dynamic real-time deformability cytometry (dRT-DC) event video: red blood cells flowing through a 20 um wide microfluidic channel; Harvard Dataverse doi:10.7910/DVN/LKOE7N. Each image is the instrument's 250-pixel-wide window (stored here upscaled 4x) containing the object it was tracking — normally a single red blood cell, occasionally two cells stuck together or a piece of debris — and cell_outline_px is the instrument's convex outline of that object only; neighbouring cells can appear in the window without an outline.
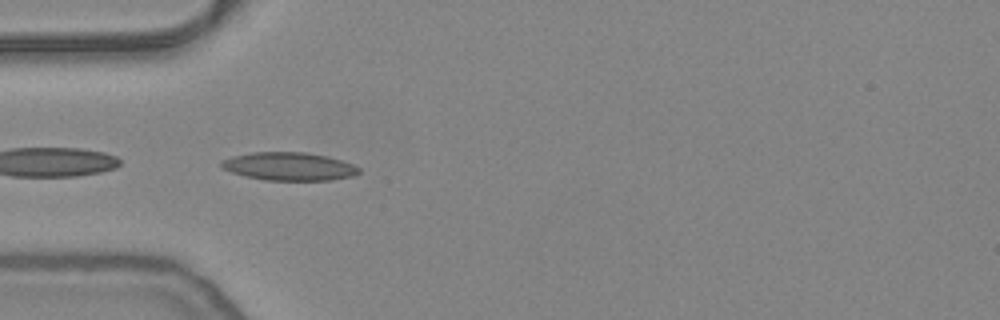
{"species": "common noctule bat (a hibernating species)", "species_latin": "Nyctalus noctula", "temperature_condition": "warm", "stored_images_in_passage": 11, "camera_frame_rate_fps": 3000, "um_per_image_px": 0.085, "animal": {"sex": "female", "body_mass_g": 24.6, "forearm_length_mm": 56.2}, "frame": {"image": 1, "passage_image": 1, "time_ms": 0.0, "image_size_px": [1000, 320], "cell_outline_px": [[360, 172], [352, 176], [332, 180], [264, 180], [244, 176], [220, 168], [220, 160], [232, 156], [252, 152], [304, 152], [324, 156], [340, 160], [352, 164], [360, 168]], "centroid_in_image_um": [24.51, 14.15], "position_along_channel_um": 60.5, "area_um2": 22.54}}
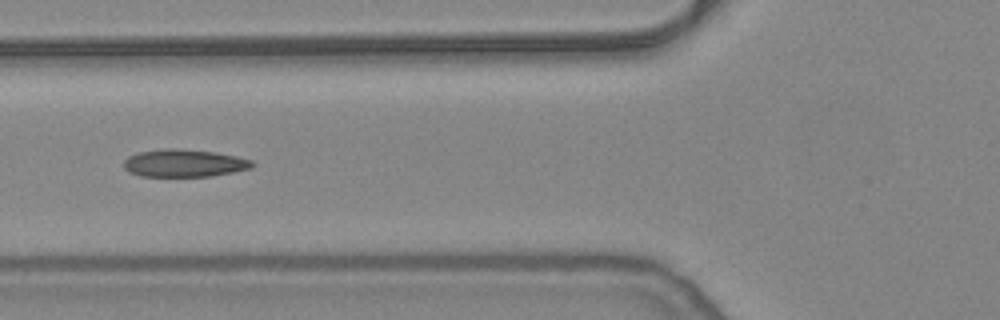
{"frame": {"image": 2, "passage_image": 5, "time_ms": 1.333, "image_size_px": [1000, 320], "cell_outline_px": [[256, 164], [252, 168], [212, 176], [140, 176], [128, 172], [124, 168], [124, 160], [128, 156], [136, 152], [164, 148], [172, 148], [216, 152], [236, 156], [252, 160]], "centroid_in_image_um": [15.64, 13.86], "position_along_channel_um": 110.2, "area_um2": 20.81}}
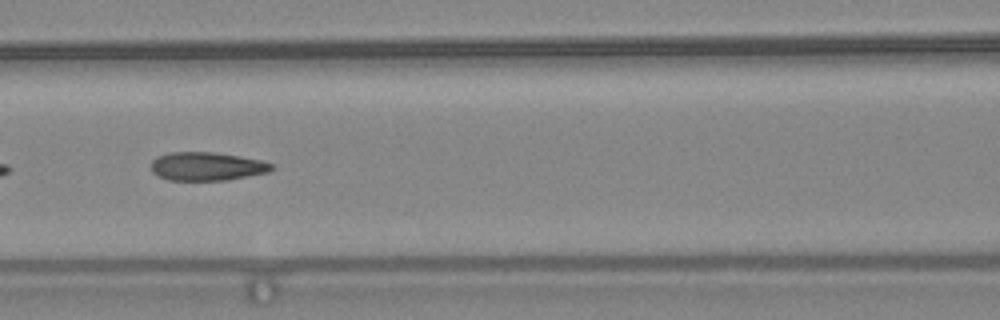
{"frame": {"image": 3, "passage_image": 8, "time_ms": 2.333, "image_size_px": [1000, 320], "cell_outline_px": [[276, 168], [268, 172], [228, 180], [168, 180], [152, 172], [152, 160], [156, 156], [172, 152], [212, 152], [240, 156], [260, 160], [276, 164]], "centroid_in_image_um": [17.62, 14.14], "position_along_channel_um": 149.0, "area_um2": 20.06}}